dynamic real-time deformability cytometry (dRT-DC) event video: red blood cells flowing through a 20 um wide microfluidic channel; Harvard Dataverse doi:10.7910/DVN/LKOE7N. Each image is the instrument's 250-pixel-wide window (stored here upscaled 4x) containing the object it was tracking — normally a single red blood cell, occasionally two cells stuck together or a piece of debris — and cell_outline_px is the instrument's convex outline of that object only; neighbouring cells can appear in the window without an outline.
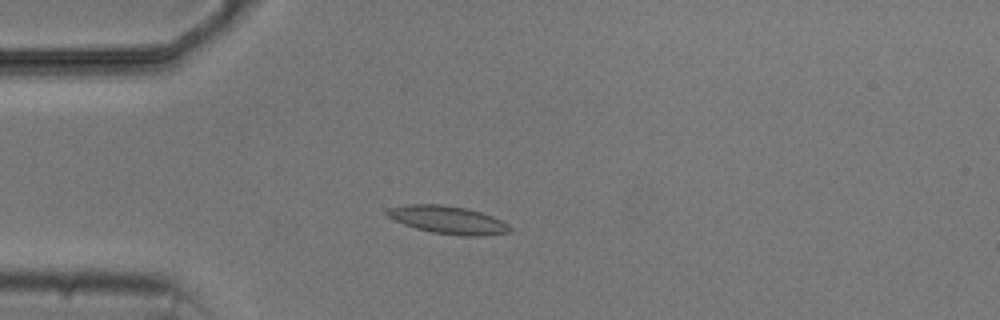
{"species": "common noctule bat (a hibernating species)", "species_latin": "Nyctalus noctula", "temperature_condition": "cold", "stored_images_in_passage": 6, "camera_frame_rate_fps": 3000, "um_per_image_px": 0.085, "animal": {"sex": "male", "body_mass_g": 20.5, "forearm_length_mm": 52.5}, "frame": {"image": 1, "passage_image": 3, "time_ms": 3.333, "image_size_px": [1000, 320], "cell_outline_px": [[512, 232], [480, 236], [464, 236], [432, 232], [416, 228], [404, 224], [388, 216], [384, 212], [388, 208], [408, 204], [440, 204], [468, 208], [492, 216], [508, 224], [512, 228]], "centroid_in_image_um": [38.09, 18.69], "position_along_channel_um": 46.9, "area_um2": 19.88}}
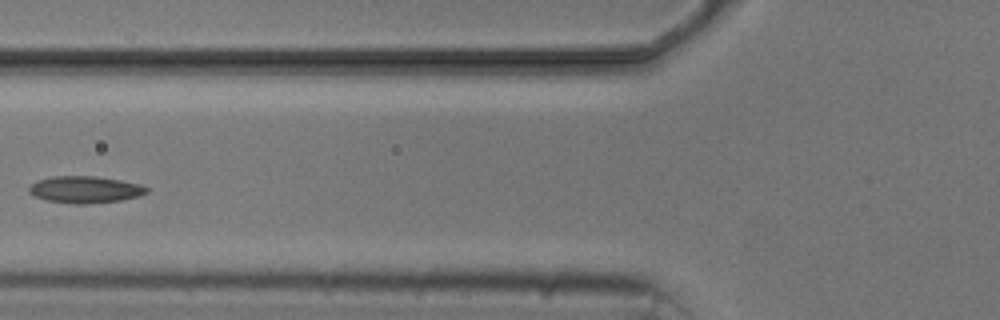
{"frame": {"image": 2, "passage_image": 5, "time_ms": 5.667, "image_size_px": [1000, 320], "cell_outline_px": [[148, 192], [140, 196], [120, 200], [84, 204], [76, 204], [48, 200], [32, 196], [28, 192], [28, 188], [32, 184], [40, 180], [52, 176], [96, 176], [120, 180], [140, 184], [148, 188]], "centroid_in_image_um": [7.24, 16.11], "position_along_channel_um": 118.6, "area_um2": 18.32}}
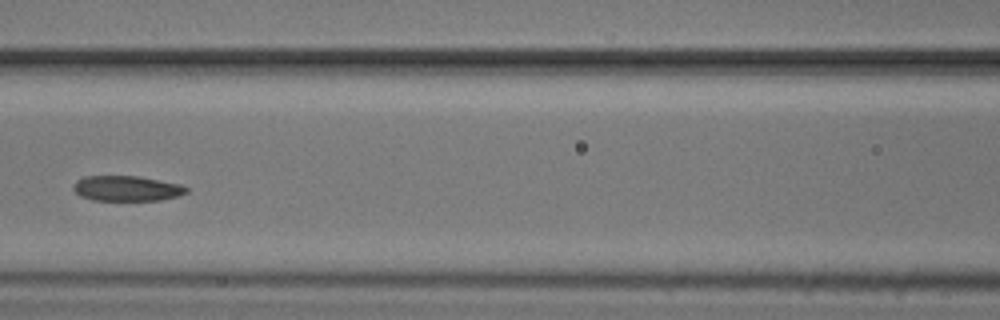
{"frame": {"image": 3, "passage_image": 6, "time_ms": 6.667, "image_size_px": [1000, 320], "cell_outline_px": [[188, 192], [176, 196], [160, 200], [92, 200], [80, 196], [72, 188], [76, 180], [84, 176], [136, 176], [180, 184], [188, 188]], "centroid_in_image_um": [10.74, 16.01], "position_along_channel_um": 155.9, "area_um2": 16.53}}